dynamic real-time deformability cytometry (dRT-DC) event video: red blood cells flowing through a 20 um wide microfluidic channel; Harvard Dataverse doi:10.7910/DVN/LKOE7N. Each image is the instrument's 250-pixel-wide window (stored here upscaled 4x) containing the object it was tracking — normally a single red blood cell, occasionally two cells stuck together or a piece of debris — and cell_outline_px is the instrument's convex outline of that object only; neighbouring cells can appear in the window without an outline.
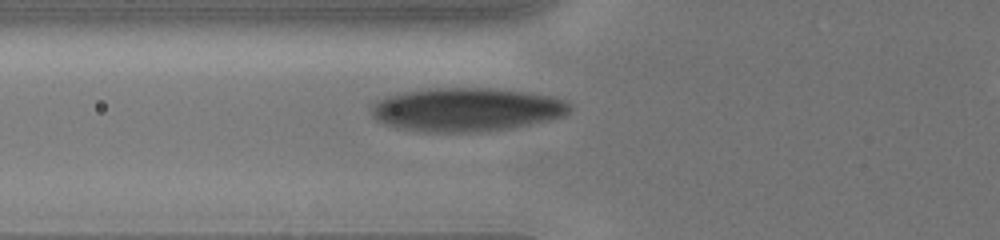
{"species": "human", "species_latin": "Homo sapiens", "temperature_condition": "cold", "stored_images_in_passage": 11, "camera_frame_rate_fps": 3000, "um_per_image_px": 0.085, "donor": {"sex": "male"}, "frame": {"image": 1, "passage_image": 5, "time_ms": 3.0, "image_size_px": [1000, 240], "cell_outline_px": [[572, 108], [564, 116], [552, 120], [512, 128], [480, 132], [424, 132], [396, 128], [376, 120], [372, 116], [372, 104], [384, 96], [396, 92], [428, 88], [496, 88], [552, 96], [564, 100], [572, 104]], "centroid_in_image_um": [39.64, 9.31], "position_along_channel_um": 86.2, "area_um2": 51.15}}
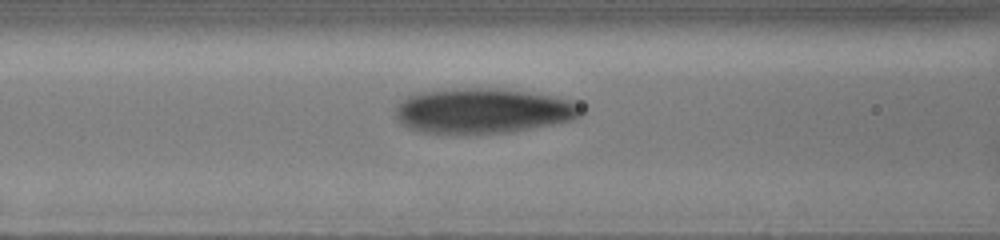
{"frame": {"image": 2, "passage_image": 8, "time_ms": 4.0, "image_size_px": [1000, 240], "cell_outline_px": [[584, 112], [580, 116], [572, 120], [512, 132], [468, 136], [464, 136], [420, 132], [408, 128], [400, 124], [396, 120], [396, 104], [408, 96], [420, 92], [444, 88], [504, 88], [528, 92], [572, 100], [584, 108]], "centroid_in_image_um": [41.0, 9.45], "position_along_channel_um": 125.6, "area_um2": 50.23}}
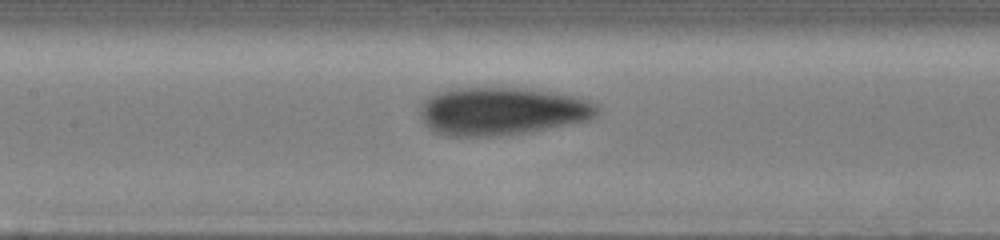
{"frame": {"image": 3, "passage_image": 10, "time_ms": 5.0, "image_size_px": [1000, 240], "cell_outline_px": [[600, 112], [596, 116], [588, 120], [524, 132], [496, 136], [448, 136], [436, 132], [428, 128], [424, 124], [420, 116], [420, 104], [428, 96], [436, 92], [452, 88], [520, 88], [556, 92], [576, 96], [592, 100], [600, 108]], "centroid_in_image_um": [42.65, 9.43], "position_along_channel_um": 164.8, "area_um2": 49.71}}